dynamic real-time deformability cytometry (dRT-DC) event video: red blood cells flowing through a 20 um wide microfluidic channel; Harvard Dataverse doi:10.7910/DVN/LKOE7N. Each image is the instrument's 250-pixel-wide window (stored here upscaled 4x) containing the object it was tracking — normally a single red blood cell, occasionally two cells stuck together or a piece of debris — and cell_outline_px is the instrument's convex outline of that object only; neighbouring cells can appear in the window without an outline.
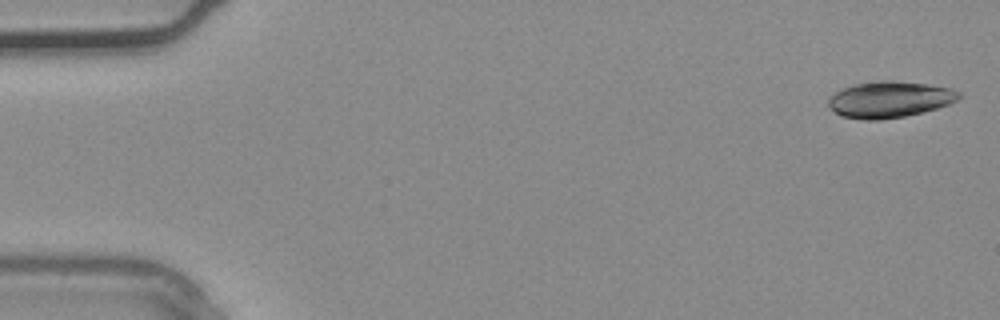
{"species": "common noctule bat (a hibernating species)", "species_latin": "Nyctalus noctula", "temperature_condition": "warm", "stored_images_in_passage": 5, "camera_frame_rate_fps": 3000, "um_per_image_px": 0.085, "animal": {"sex": "male", "body_mass_g": 20.4}, "frame": {"image": 1, "passage_image": 1, "time_ms": 0.0, "image_size_px": [1000, 320], "cell_outline_px": [[964, 96], [948, 104], [936, 108], [904, 116], [880, 120], [864, 120], [840, 116], [828, 104], [828, 96], [840, 88], [856, 84], [880, 80], [892, 80], [924, 84], [952, 88], [960, 92]], "centroid_in_image_um": [75.59, 8.45], "position_along_channel_um": 9.4, "area_um2": 27.63}}
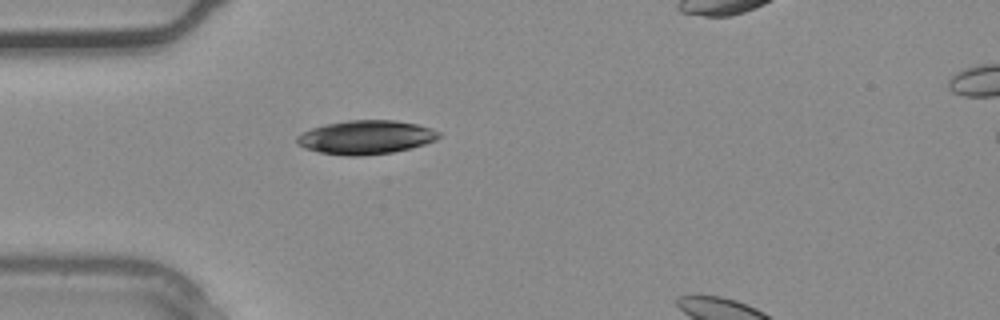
{"frame": {"image": 2, "passage_image": 3, "time_ms": 0.667, "image_size_px": [1000, 320], "cell_outline_px": [[440, 136], [436, 140], [412, 148], [392, 152], [360, 156], [344, 156], [320, 152], [304, 148], [296, 144], [296, 136], [312, 128], [324, 124], [348, 120], [396, 120], [416, 124], [440, 132]], "centroid_in_image_um": [31.07, 11.67], "position_along_channel_um": 53.9, "area_um2": 27.98}}
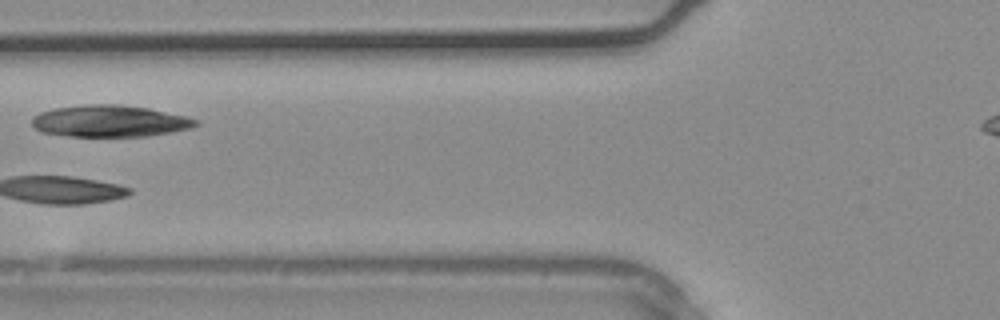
{"frame": {"image": 3, "passage_image": 5, "time_ms": 1.333, "image_size_px": [1000, 320], "cell_outline_px": [[200, 124], [192, 128], [172, 132], [148, 136], [68, 136], [40, 132], [32, 124], [32, 116], [40, 112], [56, 108], [88, 104], [120, 104], [148, 108], [188, 116], [200, 120]], "centroid_in_image_um": [9.38, 10.29], "position_along_channel_um": 116.4, "area_um2": 30.52}}